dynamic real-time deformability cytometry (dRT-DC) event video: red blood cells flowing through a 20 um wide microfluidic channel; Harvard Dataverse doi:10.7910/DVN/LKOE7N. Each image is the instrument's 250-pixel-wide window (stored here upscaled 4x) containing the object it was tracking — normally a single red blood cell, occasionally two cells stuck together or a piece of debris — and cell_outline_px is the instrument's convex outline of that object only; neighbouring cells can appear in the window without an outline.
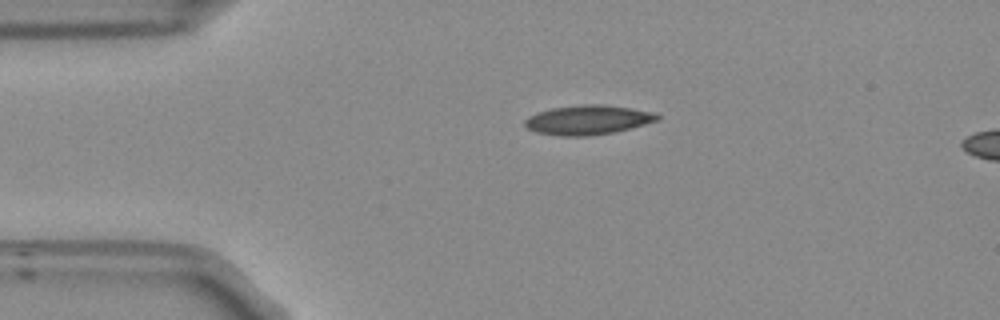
{"species": "Egyptian fruit bat (a non-hibernating species)", "species_latin": "Rousettus aegyptiacus", "temperature_condition": "room temperature", "stored_images_in_passage": 6, "camera_frame_rate_fps": 3000, "um_per_image_px": 0.085, "frame": {"image": 1, "passage_image": 1, "time_ms": 0.0, "image_size_px": [1000, 320], "cell_outline_px": [[660, 120], [616, 132], [588, 136], [560, 136], [536, 132], [528, 128], [524, 124], [524, 120], [528, 116], [552, 108], [580, 104], [604, 104], [628, 108], [648, 112], [660, 116]], "centroid_in_image_um": [49.94, 10.2], "position_along_channel_um": 35.1, "area_um2": 22.6}}